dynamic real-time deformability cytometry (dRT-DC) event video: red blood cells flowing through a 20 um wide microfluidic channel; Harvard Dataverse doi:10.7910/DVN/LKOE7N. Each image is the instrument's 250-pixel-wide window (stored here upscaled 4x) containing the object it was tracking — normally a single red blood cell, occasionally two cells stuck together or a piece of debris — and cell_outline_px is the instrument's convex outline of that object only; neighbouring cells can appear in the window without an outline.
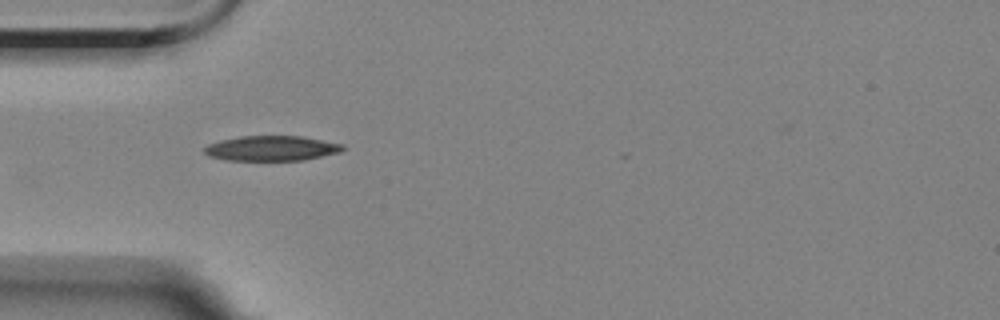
{"species": "Egyptian fruit bat (a non-hibernating species)", "species_latin": "Rousettus aegyptiacus", "temperature_condition": "room temperature", "stored_images_in_passage": 3, "camera_frame_rate_fps": 3000, "um_per_image_px": 0.085, "animal": {"sex": "female"}, "frame": {"image": 1, "passage_image": 2, "time_ms": 1.0, "image_size_px": [1000, 320], "cell_outline_px": [[344, 148], [340, 152], [304, 160], [224, 160], [208, 156], [204, 152], [204, 148], [208, 144], [220, 140], [240, 136], [304, 136], [344, 144]], "centroid_in_image_um": [23.08, 12.6], "position_along_channel_um": 61.9, "area_um2": 20.29}}
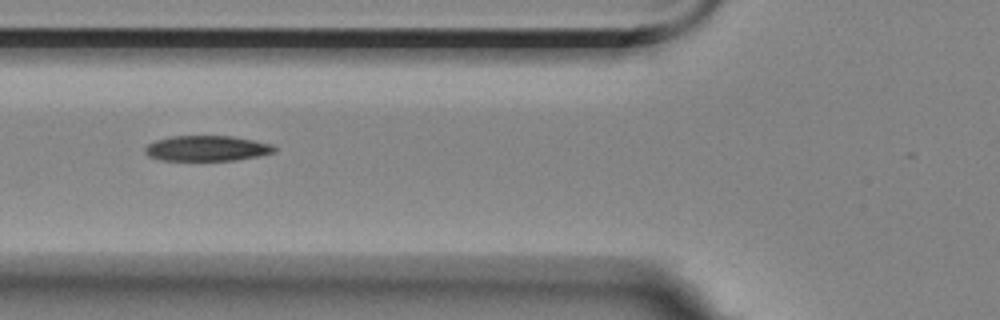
{"frame": {"image": 2, "passage_image": 3, "time_ms": 2.333, "image_size_px": [1000, 320], "cell_outline_px": [[276, 152], [260, 156], [236, 160], [160, 160], [148, 156], [144, 152], [144, 148], [148, 144], [156, 140], [172, 136], [232, 136], [272, 144], [276, 148]], "centroid_in_image_um": [17.59, 12.61], "position_along_channel_um": 108.2, "area_um2": 19.19}}